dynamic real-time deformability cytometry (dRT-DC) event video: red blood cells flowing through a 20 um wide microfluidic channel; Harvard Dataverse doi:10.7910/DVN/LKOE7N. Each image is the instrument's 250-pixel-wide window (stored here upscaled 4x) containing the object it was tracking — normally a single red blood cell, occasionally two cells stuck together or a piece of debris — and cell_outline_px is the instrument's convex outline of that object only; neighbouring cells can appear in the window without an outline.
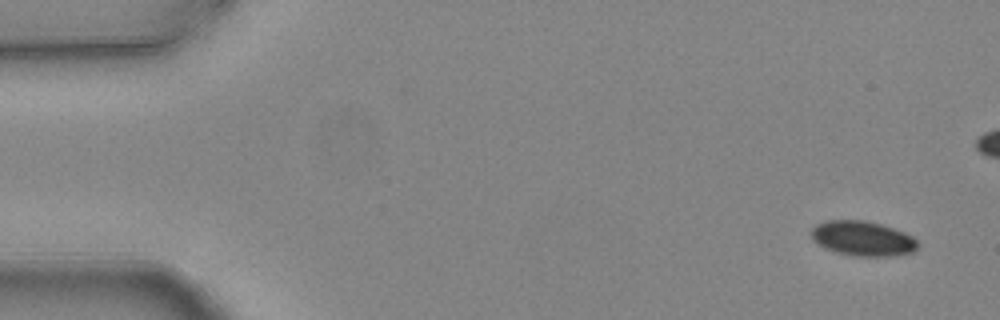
{"species": "common noctule bat (a hibernating species)", "species_latin": "Nyctalus noctula", "temperature_condition": "warm", "stored_images_in_passage": 2, "camera_frame_rate_fps": 3000, "um_per_image_px": 0.085, "animal": {"sex": "female", "body_mass_g": 24.6, "forearm_length_mm": 56.2}, "frame": {"image": 1, "passage_image": 2, "time_ms": 0.333, "image_size_px": [1000, 320], "cell_outline_px": [[920, 244], [912, 252], [892, 256], [856, 256], [836, 252], [824, 248], [816, 244], [812, 240], [812, 228], [816, 224], [824, 220], [864, 220], [880, 224], [904, 232], [912, 236]], "centroid_in_image_um": [73.3, 20.27], "position_along_channel_um": 11.7, "area_um2": 21.68}}